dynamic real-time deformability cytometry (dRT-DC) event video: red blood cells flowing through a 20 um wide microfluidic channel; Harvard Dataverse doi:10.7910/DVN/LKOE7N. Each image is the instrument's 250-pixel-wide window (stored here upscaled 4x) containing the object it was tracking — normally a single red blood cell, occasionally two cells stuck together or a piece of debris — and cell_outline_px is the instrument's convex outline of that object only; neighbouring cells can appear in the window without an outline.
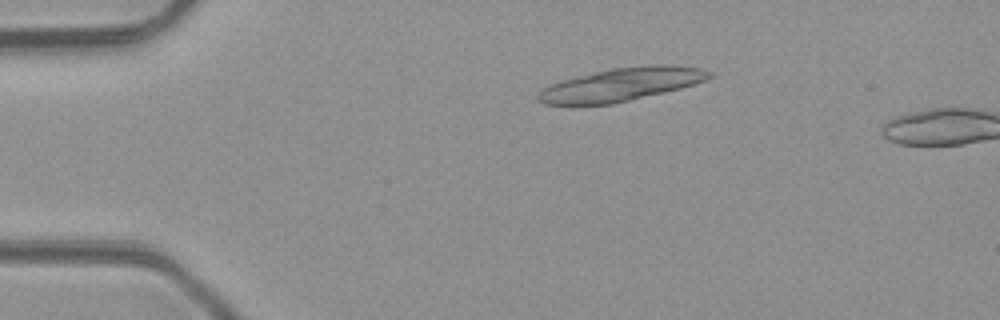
{"species": "common noctule bat (a hibernating species)", "species_latin": "Nyctalus noctula", "temperature_condition": "room temperature", "stored_images_in_passage": 5, "camera_frame_rate_fps": 3000, "um_per_image_px": 0.085, "animal": {"sex": "male", "body_mass_g": 23.1, "forearm_length_mm": 52.7}, "frame": {"image": 1, "passage_image": 5, "time_ms": 4.667, "image_size_px": [1000, 320], "cell_outline_px": [[712, 76], [704, 80], [680, 88], [664, 92], [612, 104], [544, 104], [536, 96], [544, 88], [552, 84], [564, 80], [612, 68], [652, 64], [664, 64], [704, 68], [712, 72]], "centroid_in_image_um": [52.87, 7.17], "position_along_channel_um": 32.1, "area_um2": 32.37}}